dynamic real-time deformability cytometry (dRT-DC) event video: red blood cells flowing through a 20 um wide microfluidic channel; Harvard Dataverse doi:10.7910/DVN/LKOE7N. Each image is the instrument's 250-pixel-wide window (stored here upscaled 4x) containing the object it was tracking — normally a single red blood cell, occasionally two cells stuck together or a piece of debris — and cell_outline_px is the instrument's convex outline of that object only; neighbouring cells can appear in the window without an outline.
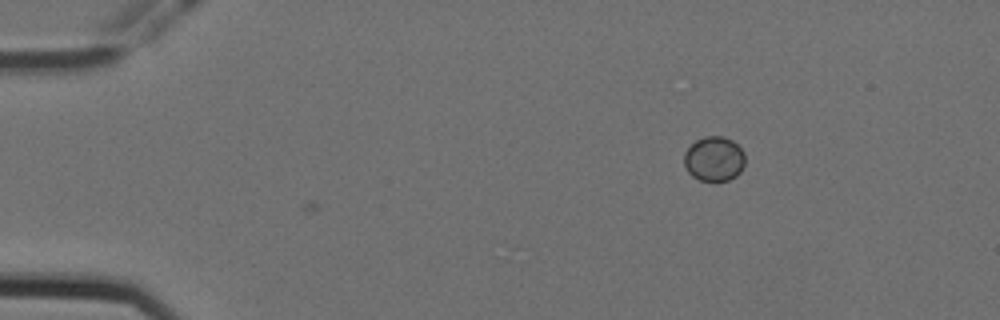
{"species": "Egyptian fruit bat (a non-hibernating species)", "species_latin": "Rousettus aegyptiacus", "temperature_condition": "cold", "stored_images_in_passage": 4, "camera_frame_rate_fps": 3000, "um_per_image_px": 0.085, "animal": {"sex": "female"}, "frame": {"image": 1, "passage_image": 4, "time_ms": 1.0, "image_size_px": [1000, 320], "cell_outline_px": [[744, 164], [740, 172], [736, 176], [728, 180], [700, 180], [692, 176], [688, 172], [684, 164], [684, 152], [696, 140], [704, 136], [724, 136], [732, 140], [744, 152]], "centroid_in_image_um": [60.69, 13.49], "position_along_channel_um": 24.3, "area_um2": 15.84}}